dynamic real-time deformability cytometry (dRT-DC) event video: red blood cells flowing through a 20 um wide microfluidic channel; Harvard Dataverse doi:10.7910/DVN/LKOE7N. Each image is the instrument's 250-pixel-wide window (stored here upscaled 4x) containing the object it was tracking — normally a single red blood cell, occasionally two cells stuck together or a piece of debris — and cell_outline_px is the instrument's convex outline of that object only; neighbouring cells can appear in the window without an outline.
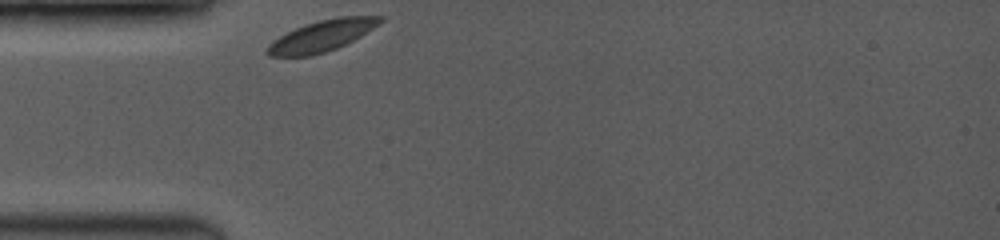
{"species": "common noctule bat (a hibernating species)", "species_latin": "Nyctalus noctula", "temperature_condition": "room temperature", "stored_images_in_passage": 34, "camera_frame_rate_fps": 3500, "um_per_image_px": 0.085, "animal": {"sex": "female", "body_mass_g": 19.0, "forearm_length_mm": 53.3}, "frame": {"image": 1, "passage_image": 1, "time_ms": 0.0, "image_size_px": [1000, 240], "cell_outline_px": [[384, 20], [360, 36], [336, 48], [312, 56], [268, 56], [264, 52], [268, 44], [280, 36], [304, 24], [320, 20], [340, 16], [384, 16]], "centroid_in_image_um": [27.32, 3.05], "position_along_channel_um": 57.7, "area_um2": 20.23}}
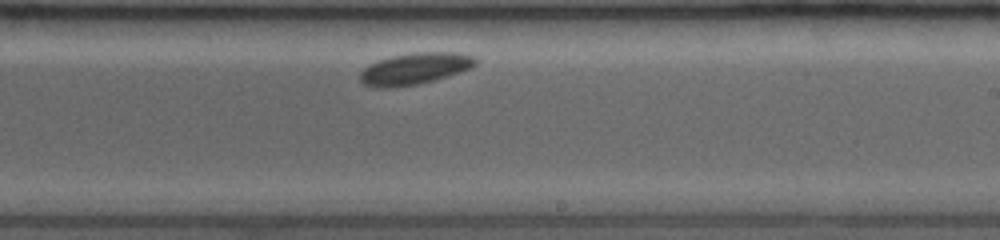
{"frame": {"image": 2, "passage_image": 20, "time_ms": 5.429, "image_size_px": [1000, 240], "cell_outline_px": [[476, 64], [472, 68], [460, 72], [420, 84], [392, 88], [376, 88], [364, 84], [360, 80], [360, 72], [368, 64], [392, 56], [416, 52], [456, 52], [476, 56]], "centroid_in_image_um": [35.26, 5.84], "position_along_channel_um": 253.7, "area_um2": 21.39}}
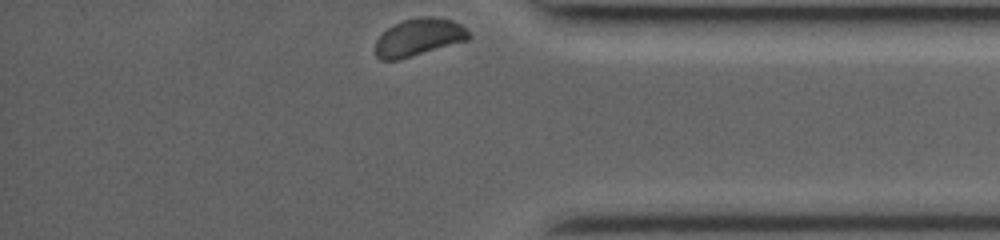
{"frame": {"image": 3, "passage_image": 34, "time_ms": 9.429, "image_size_px": [1000, 240], "cell_outline_px": [[472, 36], [468, 40], [396, 60], [380, 60], [376, 56], [376, 40], [388, 28], [400, 20], [420, 16], [432, 16], [452, 20], [460, 24]], "centroid_in_image_um": [35.59, 3.15], "position_along_channel_um": 399.6, "area_um2": 20.23}}